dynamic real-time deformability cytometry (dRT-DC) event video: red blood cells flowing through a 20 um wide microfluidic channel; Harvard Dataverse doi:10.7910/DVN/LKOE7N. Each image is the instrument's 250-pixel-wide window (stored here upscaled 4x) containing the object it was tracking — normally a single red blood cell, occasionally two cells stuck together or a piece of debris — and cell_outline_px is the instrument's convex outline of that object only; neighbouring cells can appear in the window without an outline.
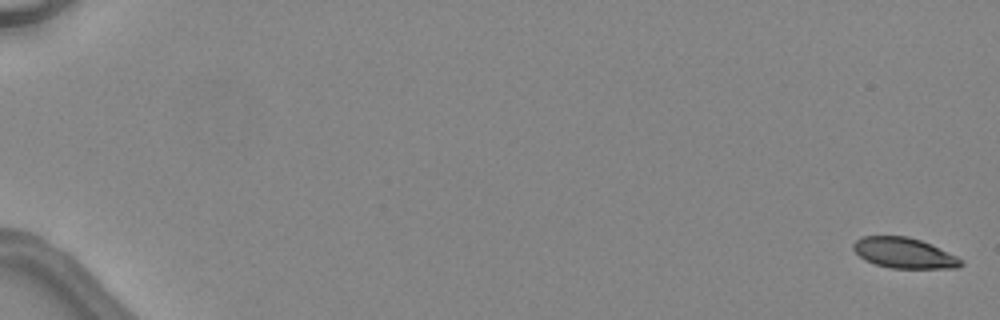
{"species": "common noctule bat (a hibernating species)", "species_latin": "Nyctalus noctula", "temperature_condition": "warm", "stored_images_in_passage": 48, "camera_frame_rate_fps": 3000, "um_per_image_px": 0.085, "animal": {"sex": "female", "body_mass_g": 24.6, "forearm_length_mm": 56.2}, "frame": {"image": 1, "passage_image": 1, "time_ms": 0.0, "image_size_px": [1000, 320], "cell_outline_px": [[964, 264], [956, 268], [892, 268], [876, 264], [864, 260], [852, 248], [852, 244], [856, 240], [864, 236], [908, 236], [920, 240], [956, 256], [964, 260]], "centroid_in_image_um": [76.84, 21.51], "position_along_channel_um": 8.2, "area_um2": 18.96}}
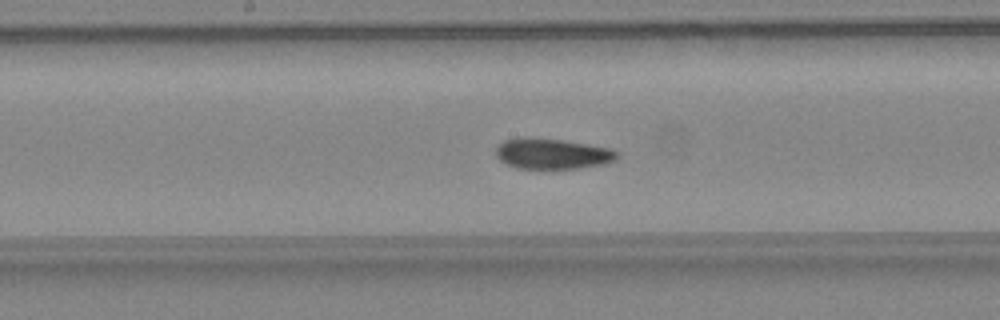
{"frame": {"image": 2, "passage_image": 28, "time_ms": 9.0, "image_size_px": [1000, 320], "cell_outline_px": [[620, 156], [616, 160], [604, 164], [580, 168], [516, 168], [500, 160], [496, 156], [496, 148], [504, 140], [524, 136], [560, 140], [612, 148]], "centroid_in_image_um": [46.95, 13.06], "position_along_channel_um": 201.2, "area_um2": 21.56}}
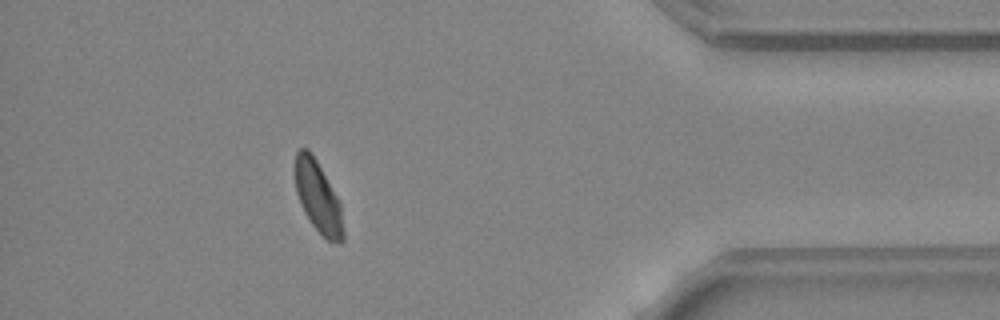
{"frame": {"image": 3, "passage_image": 44, "time_ms": 14.333, "image_size_px": [1000, 320], "cell_outline_px": [[344, 240], [340, 244], [328, 240], [312, 224], [304, 212], [300, 204], [296, 192], [292, 172], [292, 168], [296, 152], [300, 148], [308, 148], [316, 160], [340, 200], [344, 232]], "centroid_in_image_um": [27.0, 16.7], "position_along_channel_um": 408.2, "area_um2": 20.52}, "authors_computed_cell_mechanics": {"area_um2": 21.0392, "velocity_mm_per_s": 4.5449, "shape_relaxation_time_tau1_ms": 5.0868, "shape_relaxation_time_tau2_ms": 2.0533, "deformation_change_tau1": 0.133, "deformation_change_tau2": 0.0588}}